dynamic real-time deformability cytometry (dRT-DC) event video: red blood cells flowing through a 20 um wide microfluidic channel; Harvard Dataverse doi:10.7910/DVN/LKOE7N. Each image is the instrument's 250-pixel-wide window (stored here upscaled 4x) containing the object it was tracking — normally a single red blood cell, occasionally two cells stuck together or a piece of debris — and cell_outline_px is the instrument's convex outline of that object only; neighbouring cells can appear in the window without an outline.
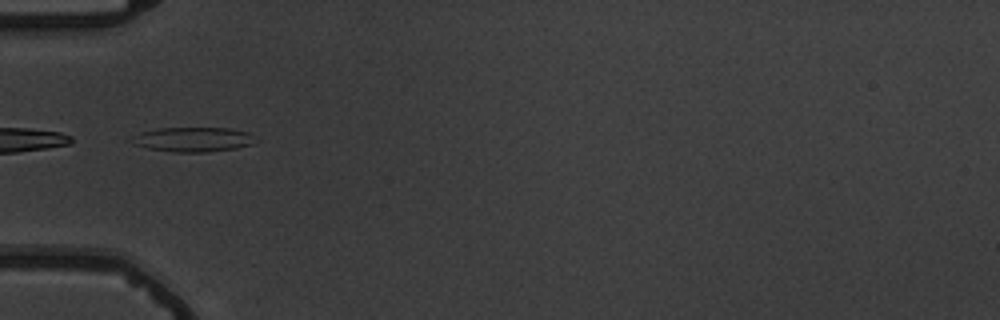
{"species": "common noctule bat (a hibernating species)", "species_latin": "Nyctalus noctula", "temperature_condition": "warm", "stored_images_in_passage": 2, "camera_frame_rate_fps": 3000, "um_per_image_px": 0.085, "animal": {"sex": "male", "body_mass_g": 19.5, "forearm_length_mm": 54.6}, "frame": {"image": 1, "passage_image": 1, "time_ms": 0.0, "image_size_px": [1000, 320], "cell_outline_px": [[260, 140], [252, 144], [236, 148], [208, 152], [172, 152], [148, 148], [132, 144], [124, 140], [140, 132], [160, 128], [228, 128], [248, 132], [260, 136]], "centroid_in_image_um": [16.42, 11.85], "position_along_channel_um": 68.6, "area_um2": 18.26}}
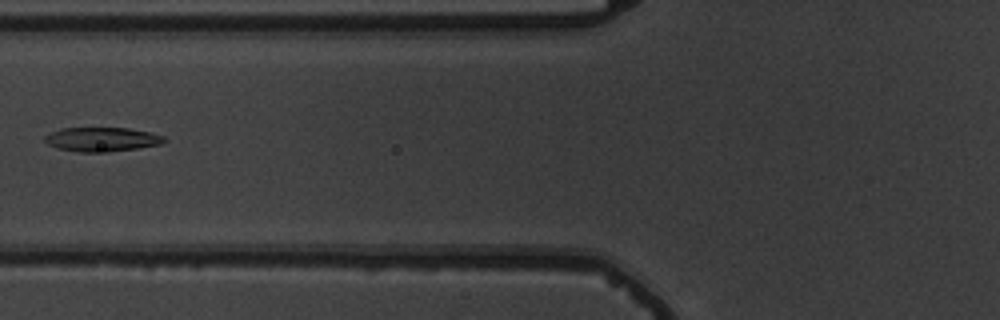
{"frame": {"image": 2, "passage_image": 2, "time_ms": 1.333, "image_size_px": [1000, 320], "cell_outline_px": [[168, 140], [160, 144], [136, 148], [108, 152], [80, 152], [56, 148], [48, 144], [44, 140], [44, 136], [60, 128], [128, 128], [148, 132], [164, 136]], "centroid_in_image_um": [8.64, 11.85], "position_along_channel_um": 117.2, "area_um2": 16.76}}